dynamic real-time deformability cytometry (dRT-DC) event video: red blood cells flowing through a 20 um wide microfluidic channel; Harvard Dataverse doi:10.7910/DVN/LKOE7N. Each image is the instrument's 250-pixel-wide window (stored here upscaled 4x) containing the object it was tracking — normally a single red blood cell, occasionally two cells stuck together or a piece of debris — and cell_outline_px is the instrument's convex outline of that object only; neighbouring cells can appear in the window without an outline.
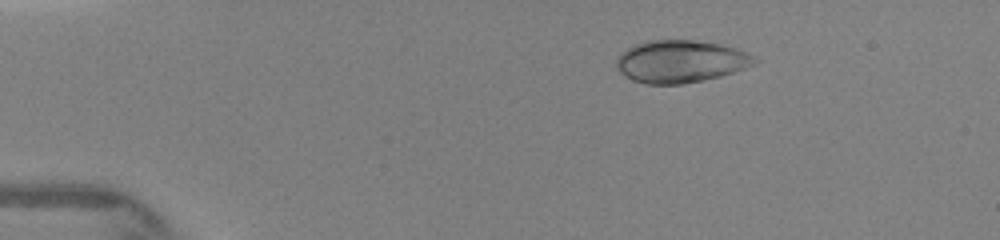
{"species": "human", "species_latin": "Homo sapiens", "temperature_condition": "warm", "stored_images_in_passage": 29, "camera_frame_rate_fps": 3000, "um_per_image_px": 0.085, "donor": {"sex": "female"}, "frame": {"image": 1, "passage_image": 1, "time_ms": 0.0, "image_size_px": [1000, 240], "cell_outline_px": [[760, 60], [744, 68], [720, 76], [684, 84], [644, 84], [632, 80], [624, 76], [616, 68], [616, 56], [620, 52], [636, 44], [648, 40], [692, 40], [716, 44], [736, 48], [748, 52]], "centroid_in_image_um": [57.8, 5.23], "position_along_channel_um": 27.2, "area_um2": 34.16}}
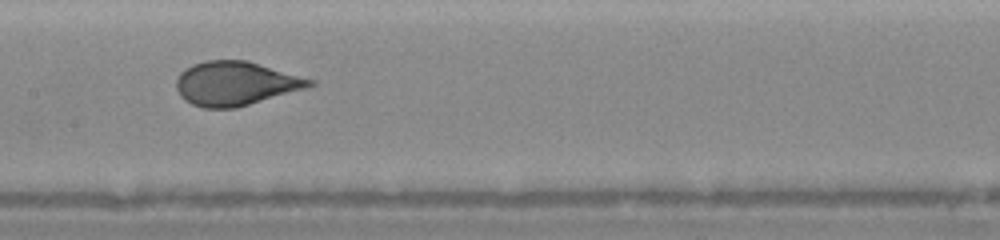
{"frame": {"image": 2, "passage_image": 11, "time_ms": 5.333, "image_size_px": [1000, 240], "cell_outline_px": [[316, 84], [308, 88], [236, 108], [204, 108], [192, 104], [184, 100], [180, 96], [176, 88], [176, 80], [180, 72], [192, 64], [204, 60], [248, 60], [316, 80]], "centroid_in_image_um": [20.04, 7.09], "position_along_channel_um": 187.4, "area_um2": 34.56}}
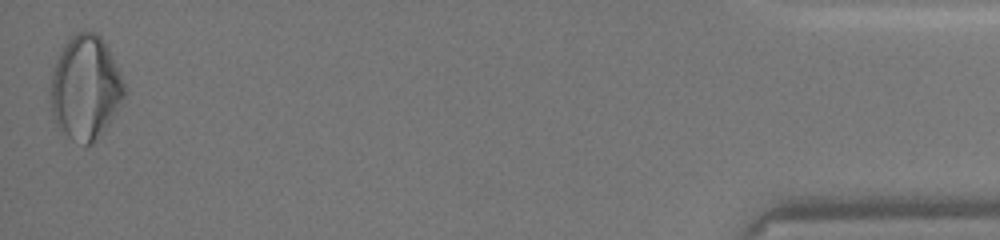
{"frame": {"image": 3, "passage_image": 29, "time_ms": 12.667, "image_size_px": [1000, 240], "cell_outline_px": [[124, 96], [116, 112], [108, 124], [92, 144], [84, 144], [72, 140], [64, 132], [56, 120], [52, 112], [52, 72], [60, 48], [76, 32], [96, 32], [104, 40], [120, 72], [124, 84]], "centroid_in_image_um": [7.28, 7.42], "position_along_channel_um": 427.9, "area_um2": 43.93}}